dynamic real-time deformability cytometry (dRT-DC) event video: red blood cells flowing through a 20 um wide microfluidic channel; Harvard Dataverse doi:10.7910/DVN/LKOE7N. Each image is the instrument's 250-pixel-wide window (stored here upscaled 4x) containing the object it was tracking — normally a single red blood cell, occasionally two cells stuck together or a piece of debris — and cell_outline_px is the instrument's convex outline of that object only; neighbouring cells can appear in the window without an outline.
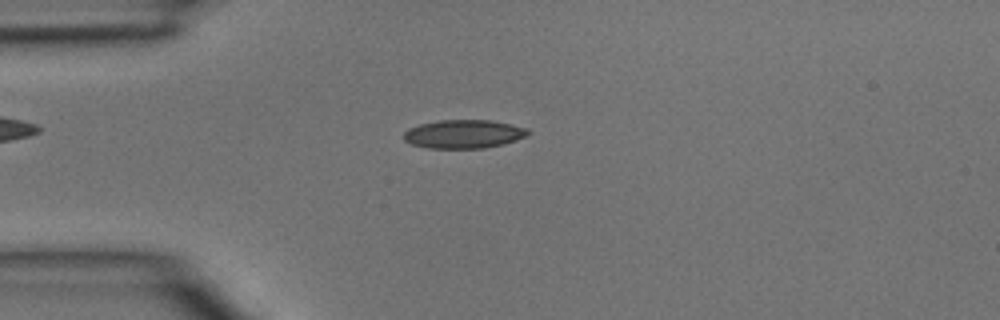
{"species": "common noctule bat (a hibernating species)", "species_latin": "Nyctalus noctula", "temperature_condition": "room temperature", "stored_images_in_passage": 40, "camera_frame_rate_fps": 3000, "um_per_image_px": 0.085, "animal": {"sex": "male", "body_mass_g": 15.6}, "frame": {"image": 1, "passage_image": 7, "time_ms": 2.0, "image_size_px": [1000, 320], "cell_outline_px": [[532, 132], [528, 136], [504, 144], [484, 148], [428, 148], [412, 144], [404, 140], [404, 132], [408, 128], [420, 124], [440, 120], [492, 120], [528, 128]], "centroid_in_image_um": [39.45, 11.39], "position_along_channel_um": 45.5, "area_um2": 20.81}}